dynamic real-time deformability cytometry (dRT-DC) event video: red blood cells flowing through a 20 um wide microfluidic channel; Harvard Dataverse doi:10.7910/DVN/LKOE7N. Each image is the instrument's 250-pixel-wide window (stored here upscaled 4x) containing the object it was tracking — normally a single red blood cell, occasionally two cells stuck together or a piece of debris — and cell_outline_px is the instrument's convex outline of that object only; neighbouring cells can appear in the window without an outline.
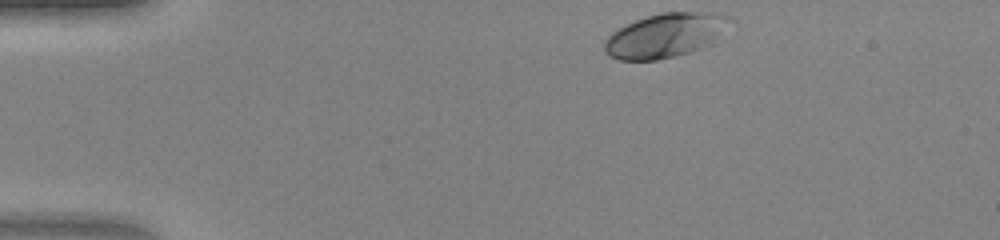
{"species": "human", "species_latin": "Homo sapiens", "temperature_condition": "warm", "stored_images_in_passage": 34, "camera_frame_rate_fps": 3000, "um_per_image_px": 0.085, "donor": {"sex": "female"}, "frame": {"image": 1, "passage_image": 1, "time_ms": 0.0, "image_size_px": [1000, 240], "cell_outline_px": [[732, 20], [712, 44], [676, 56], [656, 60], [620, 60], [608, 56], [604, 52], [604, 40], [612, 32], [636, 20], [648, 16], [664, 12], [720, 12], [728, 16]], "centroid_in_image_um": [56.55, 3.01], "position_along_channel_um": 28.4, "area_um2": 32.25}}
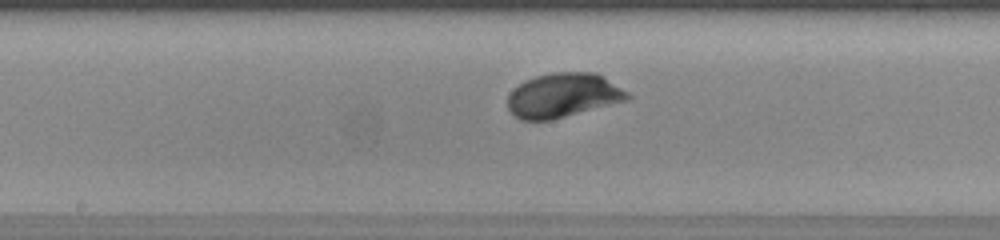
{"frame": {"image": 2, "passage_image": 18, "time_ms": 5.667, "image_size_px": [1000, 240], "cell_outline_px": [[632, 96], [628, 100], [552, 120], [520, 120], [508, 108], [508, 96], [524, 80], [536, 76], [552, 72], [592, 72], [600, 76], [628, 92]], "centroid_in_image_um": [47.86, 8.11], "position_along_channel_um": 200.3, "area_um2": 30.58}}
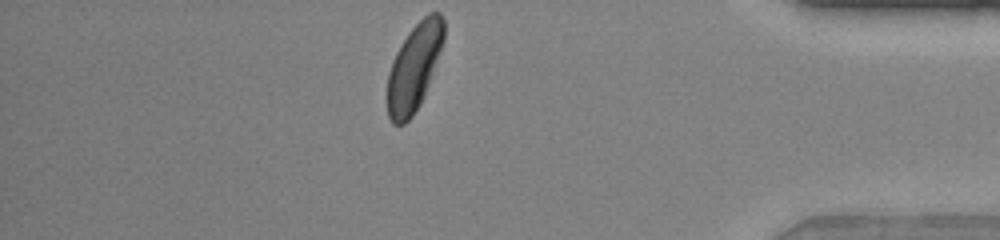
{"frame": {"image": 3, "passage_image": 34, "time_ms": 11.0, "image_size_px": [1000, 240], "cell_outline_px": [[444, 40], [424, 96], [420, 104], [412, 116], [404, 124], [392, 124], [388, 116], [388, 72], [392, 60], [396, 52], [408, 32], [428, 12], [440, 12], [444, 20]], "centroid_in_image_um": [35.2, 5.7], "position_along_channel_um": 400.0, "area_um2": 28.38}}